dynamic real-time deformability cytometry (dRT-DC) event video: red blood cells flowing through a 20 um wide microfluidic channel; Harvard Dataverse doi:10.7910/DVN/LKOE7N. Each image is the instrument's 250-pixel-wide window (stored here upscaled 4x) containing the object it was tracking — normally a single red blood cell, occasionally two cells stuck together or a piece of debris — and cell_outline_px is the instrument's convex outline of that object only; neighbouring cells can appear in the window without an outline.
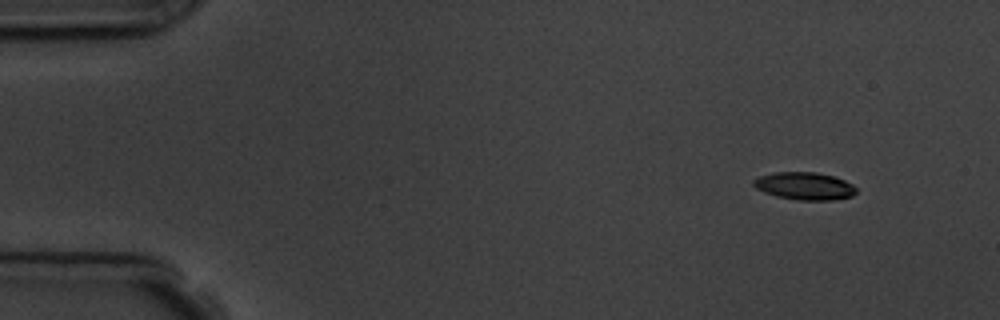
{"species": "common noctule bat (a hibernating species)", "species_latin": "Nyctalus noctula", "temperature_condition": "room temperature", "stored_images_in_passage": 14, "camera_frame_rate_fps": 3000, "um_per_image_px": 0.085, "animal": {"sex": "male", "body_mass_g": 19.5, "forearm_length_mm": 54.6}, "frame": {"image": 1, "passage_image": 1, "time_ms": 0.0, "image_size_px": [1000, 320], "cell_outline_px": [[856, 192], [852, 196], [832, 200], [800, 200], [776, 196], [764, 192], [756, 188], [752, 184], [752, 180], [760, 176], [772, 172], [816, 172], [832, 176], [844, 180], [852, 184], [856, 188]], "centroid_in_image_um": [68.36, 15.8], "position_along_channel_um": 16.6, "area_um2": 16.47}, "authors_computed_cell_mechanics": {"area_um2": 17.7157, "velocity_mm_per_s": 3.6667, "shape_relaxation_time_tau1_ms": 2.611, "shape_relaxation_time_tau2_ms": null, "deformation_change_tau1": 0.1203, "deformation_change_tau2": null}}